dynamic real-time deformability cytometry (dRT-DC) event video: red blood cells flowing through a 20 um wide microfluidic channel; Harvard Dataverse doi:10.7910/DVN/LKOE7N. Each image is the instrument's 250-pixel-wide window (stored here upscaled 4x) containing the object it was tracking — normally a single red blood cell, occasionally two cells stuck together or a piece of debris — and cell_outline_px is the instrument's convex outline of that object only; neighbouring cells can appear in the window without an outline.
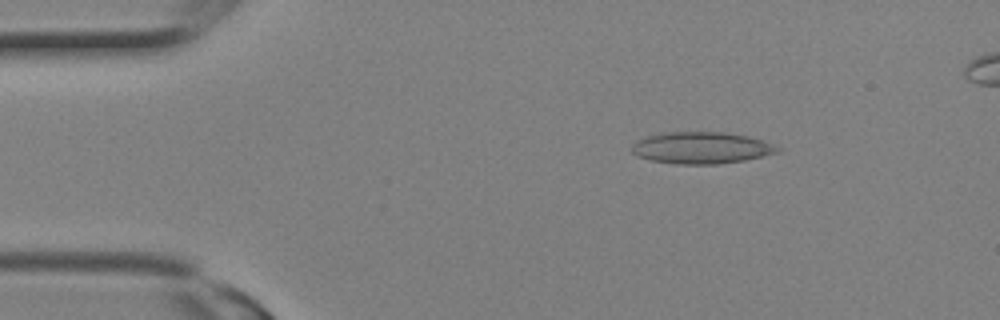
{"species": "Egyptian fruit bat (a non-hibernating species)", "species_latin": "Rousettus aegyptiacus", "temperature_condition": "room temperature", "stored_images_in_passage": 3, "camera_frame_rate_fps": 3000, "um_per_image_px": 0.085, "animal": {"sex": "female"}, "frame": {"image": 1, "passage_image": 1, "time_ms": 0.0, "image_size_px": [1000, 320], "cell_outline_px": [[784, 148], [780, 152], [764, 156], [744, 160], [720, 164], [676, 164], [652, 160], [636, 156], [632, 152], [632, 144], [636, 140], [648, 136], [668, 132], [724, 132], [748, 136], [764, 140]], "centroid_in_image_um": [59.67, 12.57], "position_along_channel_um": 25.3, "area_um2": 27.17}}